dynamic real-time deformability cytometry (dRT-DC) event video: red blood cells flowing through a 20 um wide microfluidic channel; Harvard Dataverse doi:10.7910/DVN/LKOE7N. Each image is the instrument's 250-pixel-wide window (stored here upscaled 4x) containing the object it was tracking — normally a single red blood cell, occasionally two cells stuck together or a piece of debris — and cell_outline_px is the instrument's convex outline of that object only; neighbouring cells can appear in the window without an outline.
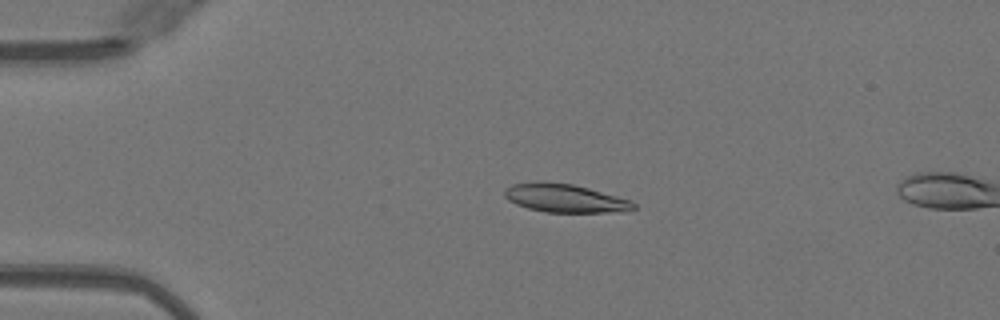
{"species": "Egyptian fruit bat (a non-hibernating species)", "species_latin": "Rousettus aegyptiacus", "temperature_condition": "warm", "stored_images_in_passage": 15, "camera_frame_rate_fps": 3000, "um_per_image_px": 0.085, "animal": {"sex": "female"}, "frame": {"image": 1, "passage_image": 11, "time_ms": 3.333, "image_size_px": [1000, 320], "cell_outline_px": [[636, 208], [628, 212], [544, 212], [528, 208], [516, 204], [508, 200], [504, 196], [504, 188], [512, 184], [540, 180], [544, 180], [572, 184], [588, 188], [632, 200], [636, 204]], "centroid_in_image_um": [48.02, 16.84], "position_along_channel_um": 37.0, "area_um2": 21.73}}